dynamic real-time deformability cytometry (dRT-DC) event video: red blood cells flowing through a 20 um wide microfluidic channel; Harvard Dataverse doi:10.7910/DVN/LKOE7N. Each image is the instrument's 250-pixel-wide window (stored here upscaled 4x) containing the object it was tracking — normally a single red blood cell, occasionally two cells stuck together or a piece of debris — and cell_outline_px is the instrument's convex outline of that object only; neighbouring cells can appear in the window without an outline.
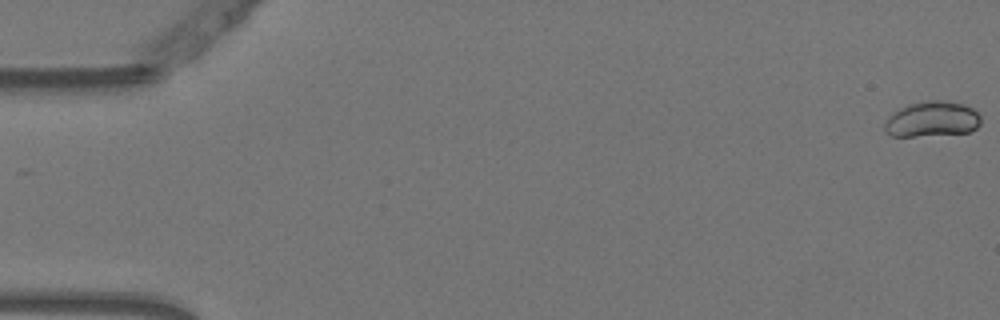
{"species": "Egyptian fruit bat (a non-hibernating species)", "species_latin": "Rousettus aegyptiacus", "temperature_condition": "warm", "stored_images_in_passage": 56, "camera_frame_rate_fps": 3000, "um_per_image_px": 0.085, "animal": {"sex": "female"}, "frame": {"image": 1, "passage_image": 1, "time_ms": 0.0, "image_size_px": [1000, 320], "cell_outline_px": [[980, 124], [976, 128], [968, 132], [916, 136], [892, 136], [884, 132], [884, 124], [888, 116], [896, 108], [908, 104], [924, 100], [944, 100], [964, 104], [972, 108], [980, 116]], "centroid_in_image_um": [79.17, 10.11], "position_along_channel_um": 5.8, "area_um2": 20.11}}
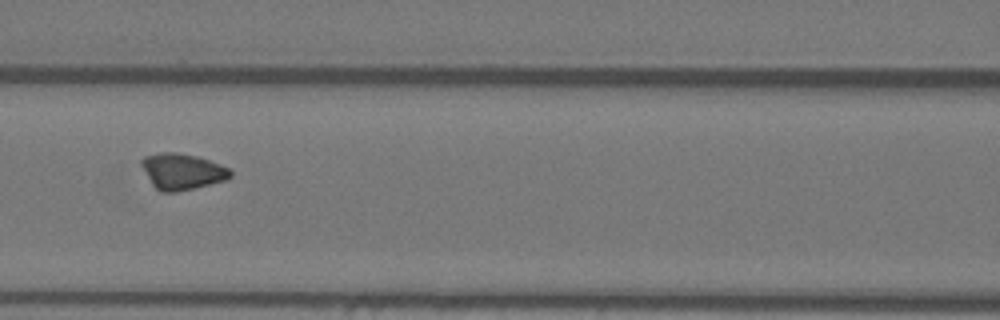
{"frame": {"image": 2, "passage_image": 25, "time_ms": 8.0, "image_size_px": [1000, 320], "cell_outline_px": [[232, 176], [224, 180], [176, 192], [160, 192], [152, 184], [140, 164], [140, 160], [144, 156], [160, 152], [176, 152], [196, 156], [220, 164], [228, 168], [232, 172]], "centroid_in_image_um": [15.44, 14.56], "position_along_channel_um": 151.2, "area_um2": 18.5}}
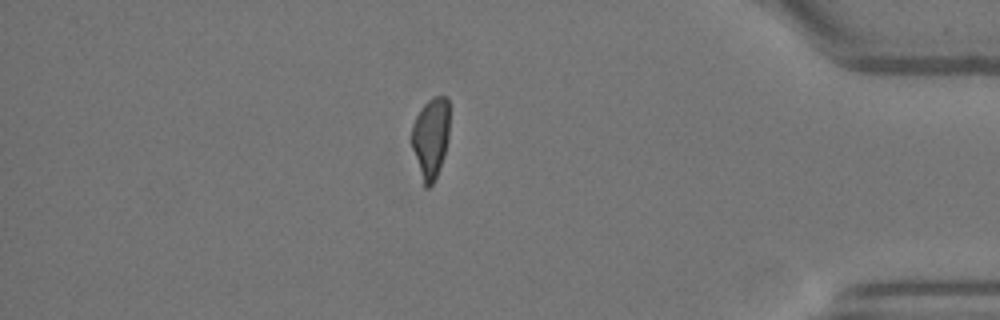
{"frame": {"image": 3, "passage_image": 48, "time_ms": 15.667, "image_size_px": [1000, 320], "cell_outline_px": [[448, 140], [444, 156], [440, 168], [432, 184], [428, 188], [424, 188], [412, 148], [412, 124], [416, 116], [424, 104], [432, 96], [448, 96]], "centroid_in_image_um": [36.61, 11.71], "position_along_channel_um": 398.6, "area_um2": 17.8}}